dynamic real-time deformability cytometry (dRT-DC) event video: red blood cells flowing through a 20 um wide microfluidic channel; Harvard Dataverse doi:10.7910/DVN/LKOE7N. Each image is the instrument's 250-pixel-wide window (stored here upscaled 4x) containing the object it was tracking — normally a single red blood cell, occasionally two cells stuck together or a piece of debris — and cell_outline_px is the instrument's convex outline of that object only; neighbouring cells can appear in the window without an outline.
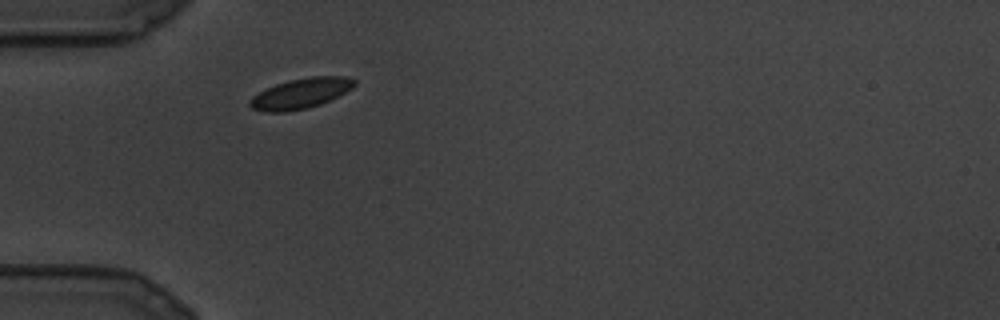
{"species": "common noctule bat (a hibernating species)", "species_latin": "Nyctalus noctula", "temperature_condition": "cold", "stored_images_in_passage": 3, "camera_frame_rate_fps": 3000, "um_per_image_px": 0.085, "animal": {"sex": "male", "body_mass_g": 19.5, "forearm_length_mm": 54.6}, "frame": {"image": 1, "passage_image": 1, "time_ms": 0.0, "image_size_px": [1000, 320], "cell_outline_px": [[356, 84], [352, 88], [320, 104], [308, 108], [284, 112], [264, 112], [252, 108], [248, 104], [248, 100], [252, 96], [276, 84], [288, 80], [312, 76], [344, 76], [356, 80]], "centroid_in_image_um": [25.53, 7.94], "position_along_channel_um": 59.5, "area_um2": 18.32}}
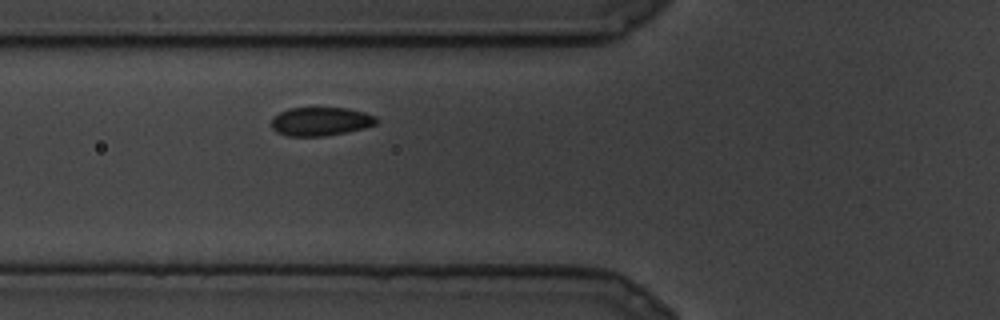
{"frame": {"image": 2, "passage_image": 3, "time_ms": 0.667, "image_size_px": [1000, 320], "cell_outline_px": [[376, 124], [364, 128], [324, 136], [288, 136], [276, 132], [272, 128], [272, 116], [288, 108], [348, 108], [364, 112], [376, 116]], "centroid_in_image_um": [27.22, 10.32], "position_along_channel_um": 98.6, "area_um2": 17.46}}